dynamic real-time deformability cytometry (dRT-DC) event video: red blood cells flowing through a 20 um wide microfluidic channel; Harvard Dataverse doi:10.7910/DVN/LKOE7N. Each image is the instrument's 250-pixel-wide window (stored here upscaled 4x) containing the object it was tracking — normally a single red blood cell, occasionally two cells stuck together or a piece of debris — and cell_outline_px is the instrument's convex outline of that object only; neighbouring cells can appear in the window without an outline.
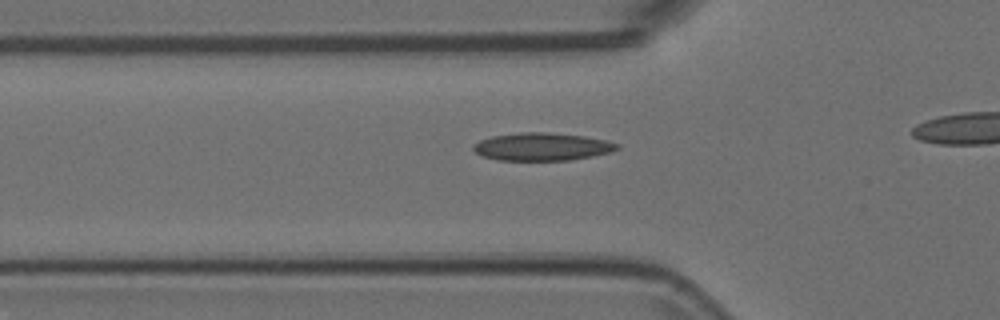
{"species": "Egyptian fruit bat (a non-hibernating species)", "species_latin": "Rousettus aegyptiacus", "temperature_condition": "room temperature", "stored_images_in_passage": 17, "camera_frame_rate_fps": 3000, "um_per_image_px": 0.085, "animal": {"sex": "female"}, "frame": {"image": 1, "passage_image": 5, "time_ms": 1.333, "image_size_px": [1000, 320], "cell_outline_px": [[620, 148], [612, 152], [592, 156], [568, 160], [496, 160], [484, 156], [476, 152], [472, 148], [472, 144], [480, 140], [492, 136], [520, 132], [548, 132], [584, 136], [604, 140], [620, 144]], "centroid_in_image_um": [46.07, 12.46], "position_along_channel_um": 79.7, "area_um2": 23.29}}
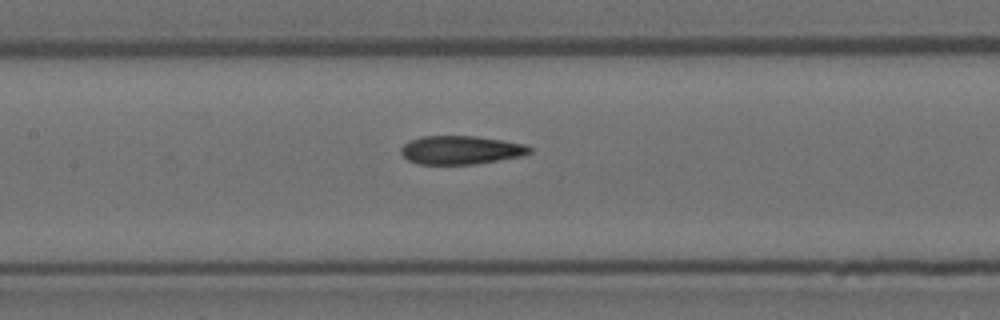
{"frame": {"image": 2, "passage_image": 12, "time_ms": 3.667, "image_size_px": [1000, 320], "cell_outline_px": [[532, 152], [520, 156], [476, 164], [416, 164], [408, 160], [400, 152], [400, 148], [404, 144], [412, 140], [424, 136], [476, 136], [504, 140], [528, 144], [532, 148]], "centroid_in_image_um": [39.2, 12.75], "position_along_channel_um": 168.2, "area_um2": 21.44}}
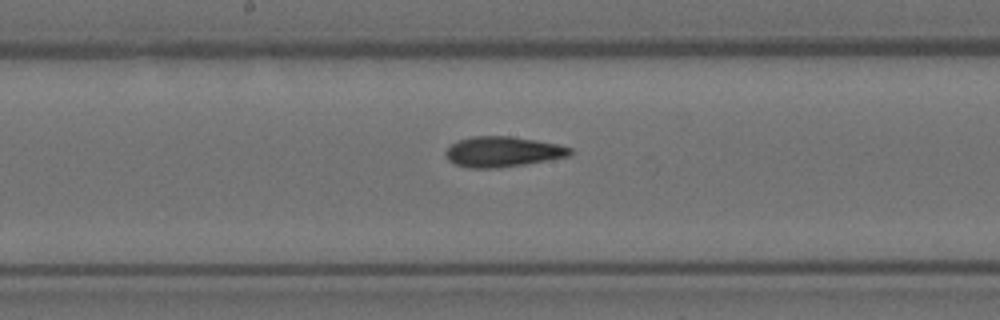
{"frame": {"image": 3, "passage_image": 15, "time_ms": 4.667, "image_size_px": [1000, 320], "cell_outline_px": [[576, 152], [572, 156], [524, 164], [496, 168], [468, 168], [456, 164], [448, 160], [444, 152], [456, 140], [472, 136], [512, 136], [560, 144], [572, 148]], "centroid_in_image_um": [42.78, 12.89], "position_along_channel_um": 205.4, "area_um2": 22.31}}